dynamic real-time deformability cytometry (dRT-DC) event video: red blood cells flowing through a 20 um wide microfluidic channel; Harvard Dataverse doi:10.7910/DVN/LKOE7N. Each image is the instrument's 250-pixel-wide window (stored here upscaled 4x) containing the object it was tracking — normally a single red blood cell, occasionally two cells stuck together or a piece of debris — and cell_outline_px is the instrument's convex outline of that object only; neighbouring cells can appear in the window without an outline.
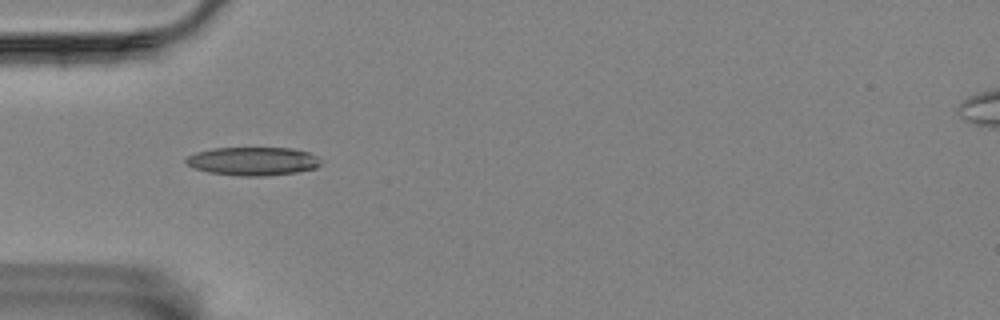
{"species": "Egyptian fruit bat (a non-hibernating species)", "species_latin": "Rousettus aegyptiacus", "temperature_condition": "room temperature", "stored_images_in_passage": 33, "camera_frame_rate_fps": 3000, "um_per_image_px": 0.085, "animal": {"sex": "female"}, "frame": {"image": 1, "passage_image": 1, "time_ms": 0.0, "image_size_px": [1000, 320], "cell_outline_px": [[324, 160], [316, 168], [296, 172], [264, 176], [240, 176], [208, 172], [192, 168], [184, 164], [184, 160], [188, 156], [196, 152], [212, 148], [292, 148], [308, 152]], "centroid_in_image_um": [21.48, 13.7], "position_along_channel_um": 63.5, "area_um2": 22.54}}
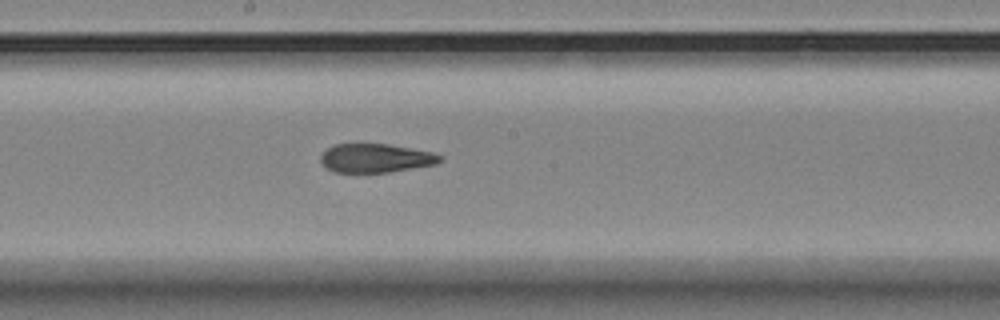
{"frame": {"image": 2, "passage_image": 14, "time_ms": 4.333, "image_size_px": [1000, 320], "cell_outline_px": [[444, 160], [436, 164], [388, 172], [332, 172], [320, 160], [320, 156], [328, 148], [336, 144], [356, 140], [388, 144], [432, 152], [444, 156]], "centroid_in_image_um": [31.92, 13.39], "position_along_channel_um": 216.3, "area_um2": 20.63}}
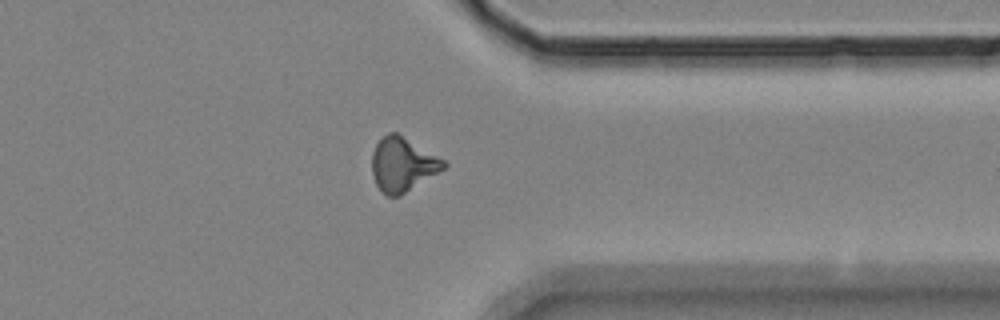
{"frame": {"image": 3, "passage_image": 28, "time_ms": 9.0, "image_size_px": [1000, 320], "cell_outline_px": [[448, 164], [440, 172], [400, 196], [388, 196], [376, 184], [372, 172], [372, 152], [376, 144], [388, 132], [396, 132], [444, 160]], "centroid_in_image_um": [34.22, 13.98], "position_along_channel_um": 377.2, "area_um2": 22.31}, "authors_computed_cell_mechanics": {"area_um2": 21.2704, "velocity_mm_per_s": 3.5382, "shape_relaxation_time_tau1_ms": null, "shape_relaxation_time_tau2_ms": 2.8472, "deformation_change_tau1": null, "deformation_change_tau2": 0.1222}}